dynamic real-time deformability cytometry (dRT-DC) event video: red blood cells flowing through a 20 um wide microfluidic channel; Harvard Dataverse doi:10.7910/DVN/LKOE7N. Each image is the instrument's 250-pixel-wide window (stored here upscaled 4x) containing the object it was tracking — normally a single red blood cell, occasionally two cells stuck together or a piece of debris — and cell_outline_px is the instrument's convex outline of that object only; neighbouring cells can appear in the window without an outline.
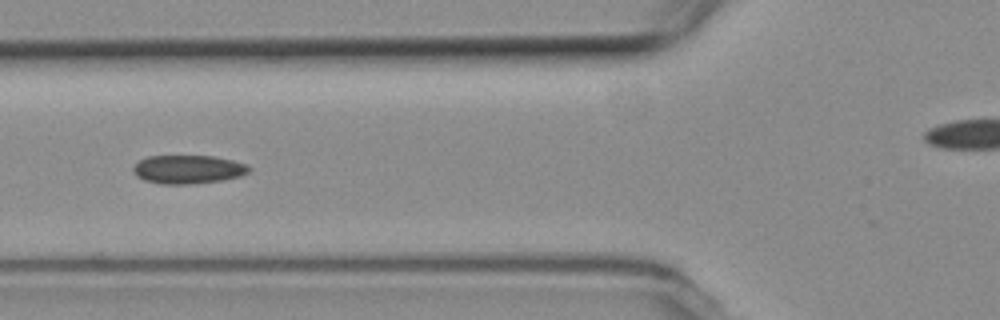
{"species": "common noctule bat (a hibernating species)", "species_latin": "Nyctalus noctula", "temperature_condition": "room temperature", "stored_images_in_passage": 9, "camera_frame_rate_fps": 3000, "um_per_image_px": 0.085, "animal": {"sex": "female", "body_mass_g": 19.3, "forearm_length_mm": 54.1}, "frame": {"image": 1, "passage_image": 4, "time_ms": 3.333, "image_size_px": [1000, 320], "cell_outline_px": [[252, 168], [248, 172], [240, 176], [220, 180], [192, 184], [160, 184], [144, 180], [136, 176], [132, 172], [132, 168], [140, 160], [148, 156], [212, 156], [232, 160], [248, 164]], "centroid_in_image_um": [15.97, 14.4], "position_along_channel_um": 109.8, "area_um2": 19.31}}
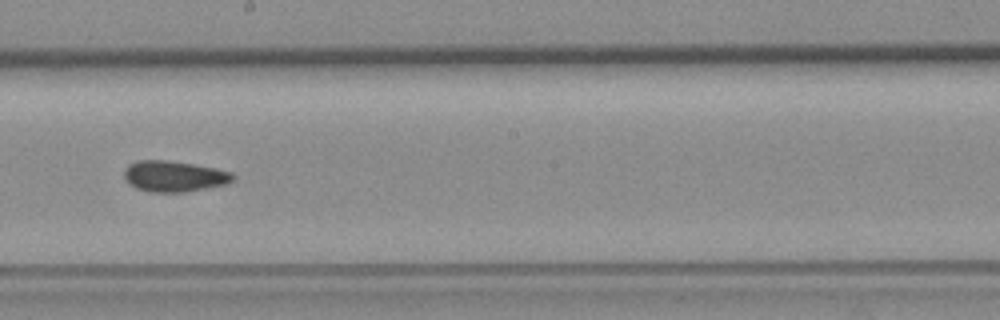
{"frame": {"image": 2, "passage_image": 7, "time_ms": 6.667, "image_size_px": [1000, 320], "cell_outline_px": [[236, 180], [224, 184], [184, 192], [152, 192], [136, 188], [128, 184], [124, 176], [124, 168], [128, 164], [140, 160], [168, 160], [216, 168], [232, 172], [236, 176]], "centroid_in_image_um": [14.79, 14.97], "position_along_channel_um": 233.4, "area_um2": 19.65}}
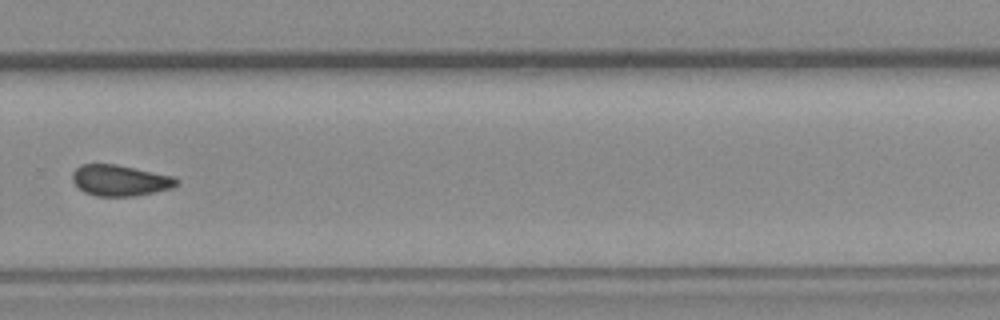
{"frame": {"image": 3, "passage_image": 9, "time_ms": 9.0, "image_size_px": [1000, 320], "cell_outline_px": [[176, 184], [172, 188], [132, 196], [96, 196], [84, 192], [72, 180], [72, 172], [80, 164], [116, 164], [172, 176], [176, 180]], "centroid_in_image_um": [10.14, 15.33], "position_along_channel_um": 319.7, "area_um2": 18.5}}